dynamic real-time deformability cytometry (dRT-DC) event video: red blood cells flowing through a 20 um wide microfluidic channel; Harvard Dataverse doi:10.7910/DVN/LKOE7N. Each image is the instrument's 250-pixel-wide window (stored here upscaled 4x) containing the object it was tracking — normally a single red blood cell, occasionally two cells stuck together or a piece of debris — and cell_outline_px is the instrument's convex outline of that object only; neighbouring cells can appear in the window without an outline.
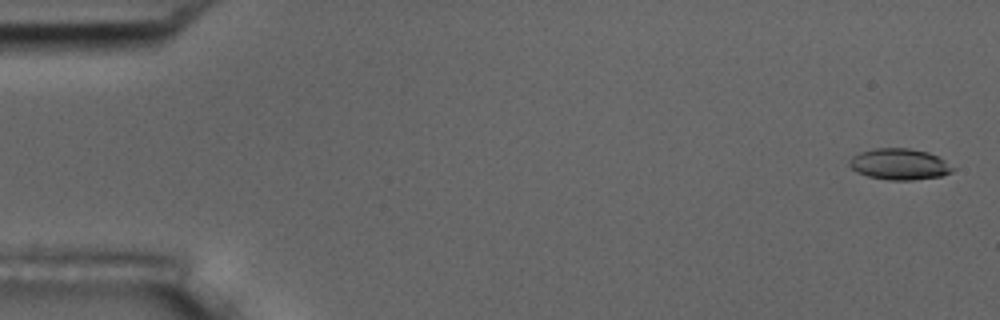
{"species": "common noctule bat (a hibernating species)", "species_latin": "Nyctalus noctula", "temperature_condition": "room temperature", "stored_images_in_passage": 6, "camera_frame_rate_fps": 3000, "um_per_image_px": 0.085, "animal": {"sex": "male", "body_mass_g": 17.5, "forearm_length_mm": 52.3}, "frame": {"image": 1, "passage_image": 1, "time_ms": 0.0, "image_size_px": [1000, 320], "cell_outline_px": [[956, 168], [952, 172], [940, 176], [912, 180], [888, 180], [868, 176], [856, 172], [848, 164], [848, 160], [852, 156], [860, 152], [876, 148], [908, 148], [928, 152], [944, 160]], "centroid_in_image_um": [76.44, 13.96], "position_along_channel_um": 8.6, "area_um2": 18.79}}
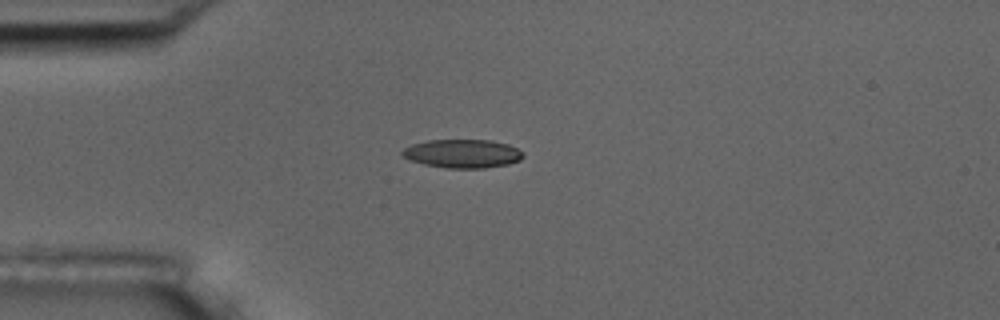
{"frame": {"image": 2, "passage_image": 4, "time_ms": 4.333, "image_size_px": [1000, 320], "cell_outline_px": [[524, 156], [520, 160], [508, 164], [484, 168], [444, 168], [424, 164], [412, 160], [404, 156], [400, 152], [404, 148], [412, 144], [428, 140], [488, 140], [508, 144], [524, 152]], "centroid_in_image_um": [39.33, 13.06], "position_along_channel_um": 45.7, "area_um2": 20.06}}